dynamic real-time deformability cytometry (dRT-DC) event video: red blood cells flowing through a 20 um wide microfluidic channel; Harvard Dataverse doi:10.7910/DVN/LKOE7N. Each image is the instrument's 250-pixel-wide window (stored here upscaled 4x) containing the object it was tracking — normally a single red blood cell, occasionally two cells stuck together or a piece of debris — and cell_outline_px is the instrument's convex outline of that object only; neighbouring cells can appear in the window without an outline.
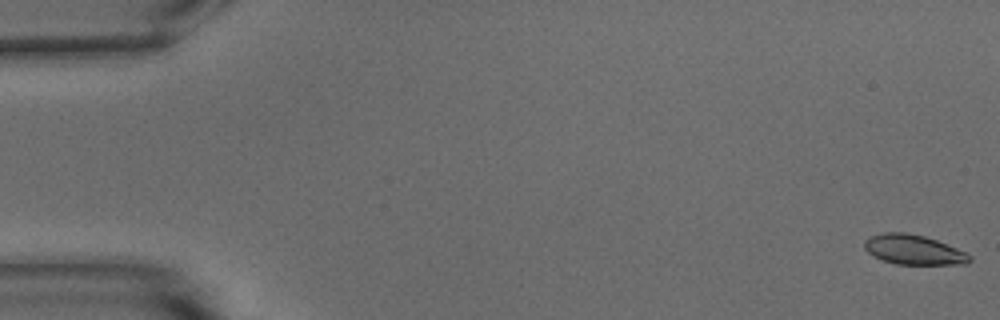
{"species": "common noctule bat (a hibernating species)", "species_latin": "Nyctalus noctula", "temperature_condition": "warm", "stored_images_in_passage": 54, "camera_frame_rate_fps": 3000, "um_per_image_px": 0.085, "animal": {"sex": "male", "body_mass_g": 15.6}, "frame": {"image": 1, "passage_image": 1, "time_ms": 0.0, "image_size_px": [1000, 320], "cell_outline_px": [[972, 260], [968, 264], [896, 264], [884, 260], [868, 252], [864, 248], [864, 240], [872, 236], [884, 232], [904, 232], [924, 236], [936, 240], [956, 248], [972, 256]], "centroid_in_image_um": [77.67, 21.22], "position_along_channel_um": 7.3, "area_um2": 18.03}}
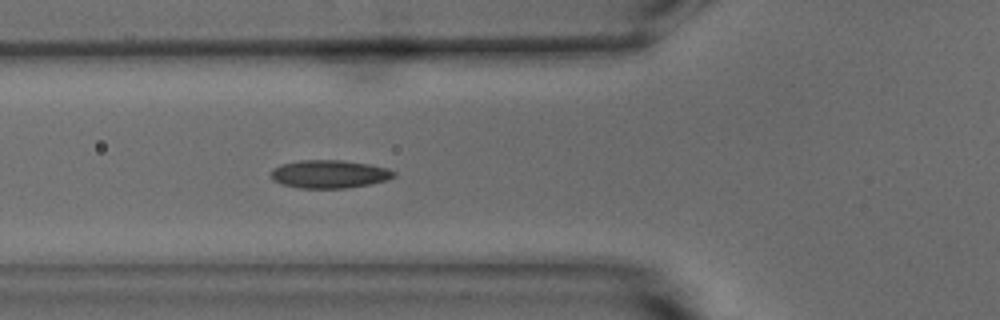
{"frame": {"image": 2, "passage_image": 20, "time_ms": 6.333, "image_size_px": [1000, 320], "cell_outline_px": [[396, 176], [388, 180], [348, 188], [300, 188], [284, 184], [272, 180], [272, 168], [280, 164], [300, 160], [340, 160], [368, 164], [388, 168], [396, 172]], "centroid_in_image_um": [28.01, 14.79], "position_along_channel_um": 97.8, "area_um2": 20.11}}
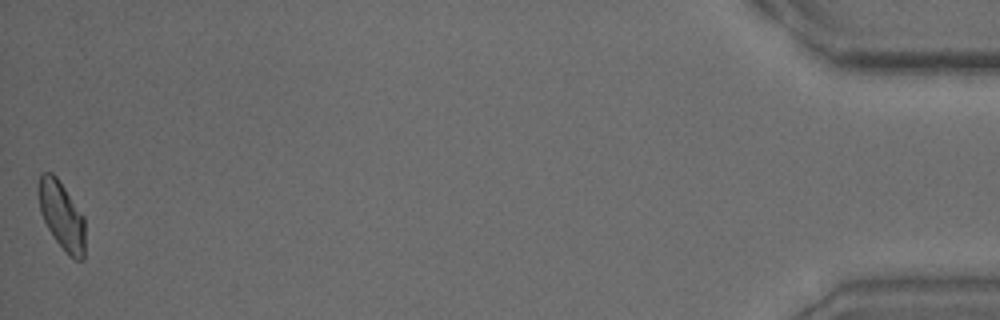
{"frame": {"image": 3, "passage_image": 54, "time_ms": 17.667, "image_size_px": [1000, 320], "cell_outline_px": [[84, 260], [76, 260], [68, 256], [56, 240], [48, 228], [40, 212], [36, 192], [36, 188], [40, 172], [52, 172], [56, 176], [84, 216]], "centroid_in_image_um": [5.21, 18.29], "position_along_channel_um": 430.0, "area_um2": 18.73}, "authors_computed_cell_mechanics": {"area_um2": 18.9006, "velocity_mm_per_s": 3.7622, "shape_relaxation_time_tau1_ms": 5.954, "shape_relaxation_time_tau2_ms": 2.6872, "deformation_change_tau1": 0.1423, "deformation_change_tau2": 0.072}}